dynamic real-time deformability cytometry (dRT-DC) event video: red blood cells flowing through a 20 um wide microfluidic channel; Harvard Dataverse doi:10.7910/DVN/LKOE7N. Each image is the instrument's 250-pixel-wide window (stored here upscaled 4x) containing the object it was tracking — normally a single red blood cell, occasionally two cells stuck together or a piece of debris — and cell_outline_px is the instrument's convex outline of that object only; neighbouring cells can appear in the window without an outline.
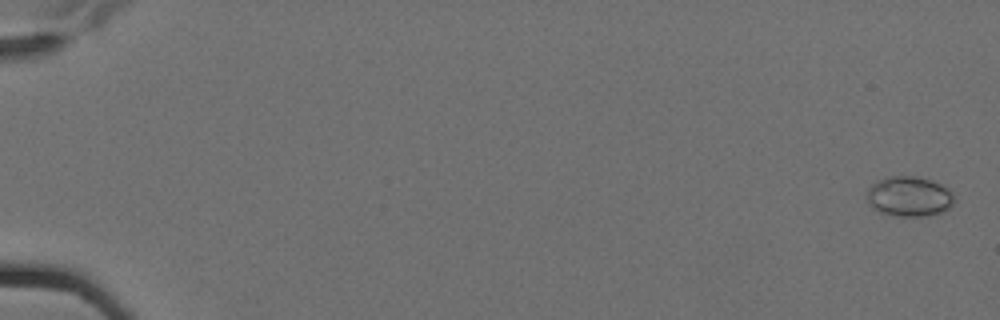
{"species": "Egyptian fruit bat (a non-hibernating species)", "species_latin": "Rousettus aegyptiacus", "temperature_condition": "cold", "stored_images_in_passage": 12, "camera_frame_rate_fps": 3000, "um_per_image_px": 0.085, "animal": {"sex": "female"}, "frame": {"image": 1, "passage_image": 1, "time_ms": 0.0, "image_size_px": [1000, 320], "cell_outline_px": [[952, 204], [948, 208], [940, 212], [924, 216], [896, 216], [880, 212], [872, 208], [868, 204], [868, 188], [876, 180], [888, 176], [916, 176], [932, 180], [948, 188], [952, 192]], "centroid_in_image_um": [77.24, 16.68], "position_along_channel_um": 7.8, "area_um2": 20.35}}
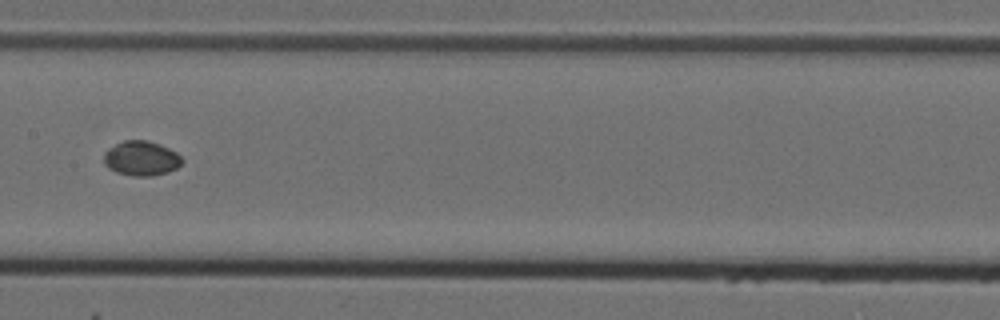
{"frame": {"image": 2, "passage_image": 9, "time_ms": 2.667, "image_size_px": [1000, 320], "cell_outline_px": [[184, 160], [176, 168], [168, 172], [152, 176], [132, 176], [116, 172], [108, 168], [104, 164], [104, 152], [108, 148], [124, 140], [148, 140], [160, 144], [176, 152]], "centroid_in_image_um": [11.99, 13.46], "position_along_channel_um": 195.4, "area_um2": 15.9}}
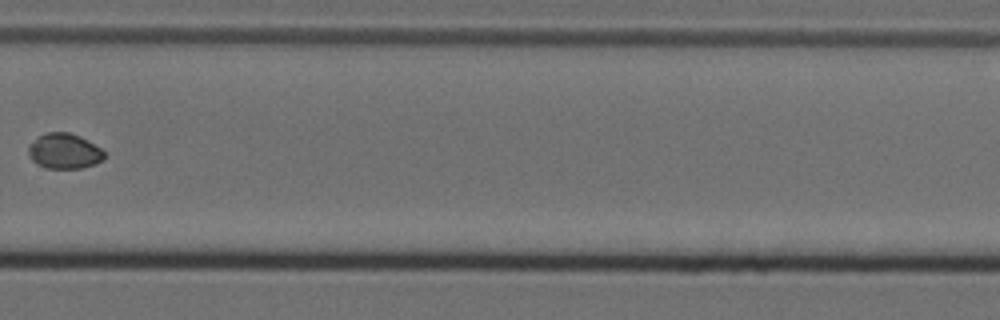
{"frame": {"image": 3, "passage_image": 12, "time_ms": 3.667, "image_size_px": [1000, 320], "cell_outline_px": [[104, 160], [96, 164], [80, 168], [48, 168], [36, 164], [28, 156], [28, 144], [36, 136], [48, 132], [68, 132], [80, 136], [100, 148], [104, 152]], "centroid_in_image_um": [5.42, 12.84], "position_along_channel_um": 324.4, "area_um2": 15.78}}